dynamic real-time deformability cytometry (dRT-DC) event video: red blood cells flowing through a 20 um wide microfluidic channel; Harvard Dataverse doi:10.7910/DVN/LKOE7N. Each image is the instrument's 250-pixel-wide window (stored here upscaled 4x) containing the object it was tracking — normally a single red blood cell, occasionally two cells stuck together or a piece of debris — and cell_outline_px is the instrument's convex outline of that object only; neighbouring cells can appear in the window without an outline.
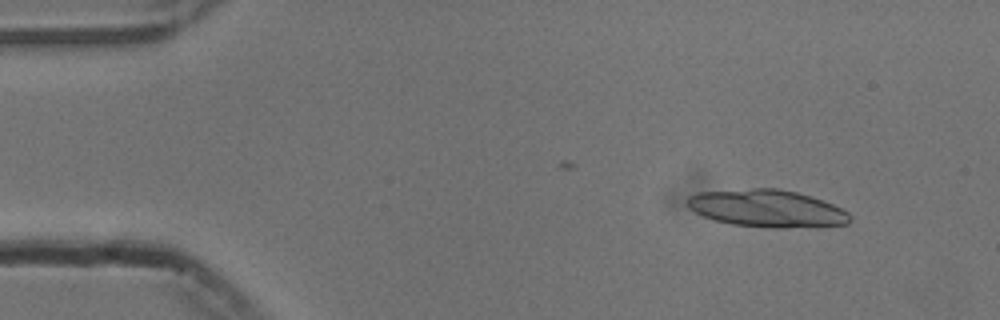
{"species": "common noctule bat (a hibernating species)", "species_latin": "Nyctalus noctula", "temperature_condition": "cold", "stored_images_in_passage": 37, "camera_frame_rate_fps": 3000, "um_per_image_px": 0.085, "animal": {"sex": "male", "body_mass_g": 13.3}, "frame": {"image": 1, "passage_image": 6, "time_ms": 1.667, "image_size_px": [1000, 320], "cell_outline_px": [[852, 220], [848, 224], [788, 228], [772, 228], [732, 224], [716, 220], [704, 216], [688, 208], [688, 196], [696, 192], [752, 188], [776, 188], [796, 192], [832, 204], [848, 212], [852, 216]], "centroid_in_image_um": [65.19, 17.72], "position_along_channel_um": 19.8, "area_um2": 35.26}}